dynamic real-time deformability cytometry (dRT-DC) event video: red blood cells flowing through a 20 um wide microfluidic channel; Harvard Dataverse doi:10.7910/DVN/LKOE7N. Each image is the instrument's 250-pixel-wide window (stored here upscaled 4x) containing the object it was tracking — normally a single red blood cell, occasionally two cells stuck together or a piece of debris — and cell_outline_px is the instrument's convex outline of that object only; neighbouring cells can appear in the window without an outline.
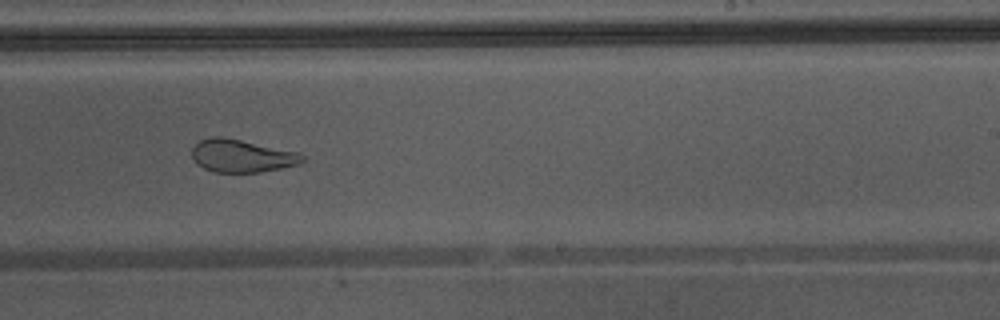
{"species": "Egyptian fruit bat (a non-hibernating species)", "species_latin": "Rousettus aegyptiacus", "temperature_condition": "warm", "stored_images_in_passage": 43, "camera_frame_rate_fps": 3000, "um_per_image_px": 0.085, "animal": {"sex": "male"}, "frame": {"image": 1, "passage_image": 31, "time_ms": 10.0, "image_size_px": [1000, 320], "cell_outline_px": [[308, 160], [296, 164], [280, 168], [260, 172], [212, 172], [196, 164], [192, 156], [192, 148], [200, 140], [212, 136], [224, 136], [300, 152], [308, 156]], "centroid_in_image_um": [20.58, 13.24], "position_along_channel_um": 268.4, "area_um2": 21.44}}